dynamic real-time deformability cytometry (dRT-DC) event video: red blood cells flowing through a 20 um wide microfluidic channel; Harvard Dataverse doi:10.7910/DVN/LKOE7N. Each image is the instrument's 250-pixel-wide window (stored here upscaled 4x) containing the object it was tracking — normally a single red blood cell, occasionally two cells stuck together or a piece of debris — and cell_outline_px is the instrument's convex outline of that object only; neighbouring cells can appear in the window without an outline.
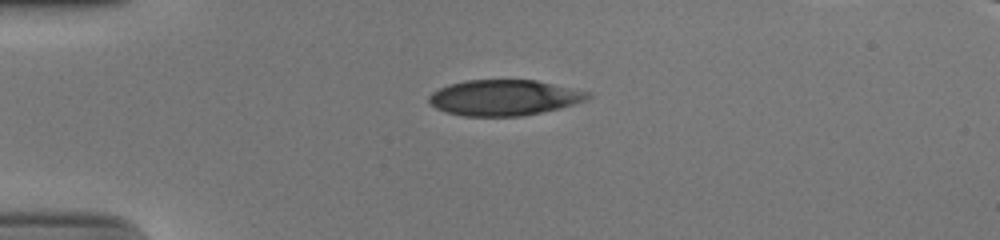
{"species": "human", "species_latin": "Homo sapiens", "temperature_condition": "cold", "stored_images_in_passage": 40, "camera_frame_rate_fps": 3000, "um_per_image_px": 0.085, "donor": {"sex": "male"}, "frame": {"image": 1, "passage_image": 1, "time_ms": 0.0, "image_size_px": [1000, 240], "cell_outline_px": [[592, 96], [588, 100], [560, 108], [520, 116], [464, 116], [444, 112], [436, 108], [428, 100], [428, 96], [432, 92], [448, 84], [464, 80], [536, 80], [572, 88], [588, 92]], "centroid_in_image_um": [42.83, 8.3], "position_along_channel_um": 42.2, "area_um2": 33.06}}
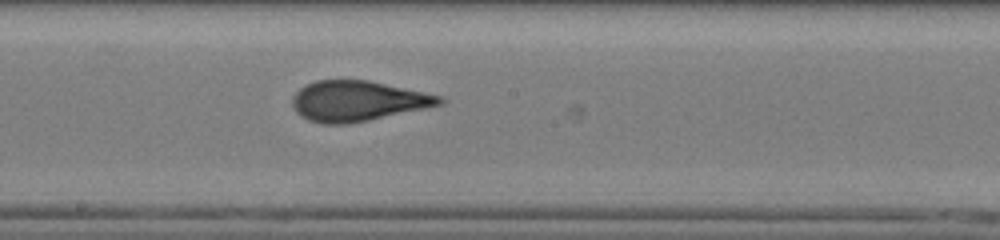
{"frame": {"image": 2, "passage_image": 17, "time_ms": 5.333, "image_size_px": [1000, 240], "cell_outline_px": [[444, 104], [368, 120], [344, 124], [320, 124], [308, 120], [300, 116], [296, 112], [292, 104], [292, 96], [304, 84], [316, 80], [368, 80], [444, 96]], "centroid_in_image_um": [30.38, 8.58], "position_along_channel_um": 217.8, "area_um2": 34.68}}
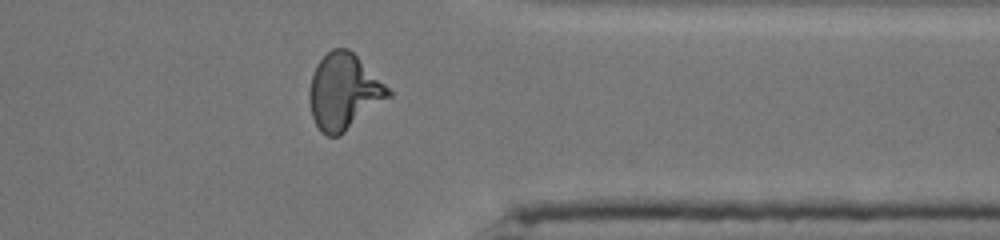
{"frame": {"image": 3, "passage_image": 30, "time_ms": 9.667, "image_size_px": [1000, 240], "cell_outline_px": [[392, 96], [340, 136], [328, 136], [320, 132], [312, 116], [308, 100], [308, 92], [312, 76], [316, 64], [332, 48], [348, 48], [392, 92]], "centroid_in_image_um": [29.2, 7.83], "position_along_channel_um": 382.2, "area_um2": 34.68}}